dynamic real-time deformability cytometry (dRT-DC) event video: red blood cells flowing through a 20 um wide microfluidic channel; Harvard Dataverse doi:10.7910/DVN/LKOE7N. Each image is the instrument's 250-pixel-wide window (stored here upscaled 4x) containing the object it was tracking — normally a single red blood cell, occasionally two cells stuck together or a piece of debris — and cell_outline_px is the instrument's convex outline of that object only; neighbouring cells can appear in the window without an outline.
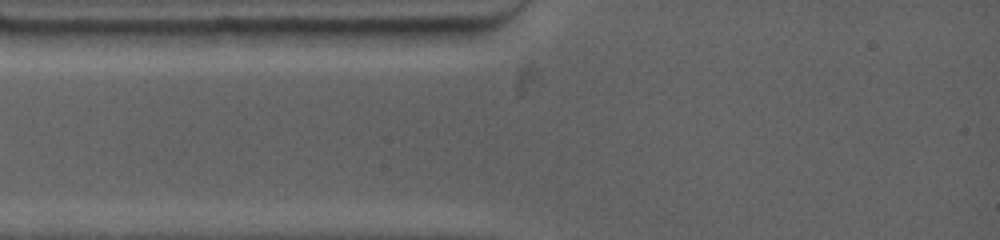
{"species": "common noctule bat (a hibernating species)", "species_latin": "Nyctalus noctula", "temperature_condition": "warm", "stored_images_in_passage": 1, "camera_frame_rate_fps": 4500, "um_per_image_px": 0.085, "animal": {"sex": "female", "body_mass_g": 19.0, "forearm_length_mm": 53.3}, "frame": {"image": 1, "passage_image": 1, "time_ms": 0.0, "image_size_px": [1000, 240], "cell_outline_px": [[240, 28], [224, 44], [208, 48], [104, 48], [96, 32], [96, 28]], "centroid_in_image_um": [13.96, 3.19], "position_along_channel_um": 71.0, "area_um2": 18.73}}